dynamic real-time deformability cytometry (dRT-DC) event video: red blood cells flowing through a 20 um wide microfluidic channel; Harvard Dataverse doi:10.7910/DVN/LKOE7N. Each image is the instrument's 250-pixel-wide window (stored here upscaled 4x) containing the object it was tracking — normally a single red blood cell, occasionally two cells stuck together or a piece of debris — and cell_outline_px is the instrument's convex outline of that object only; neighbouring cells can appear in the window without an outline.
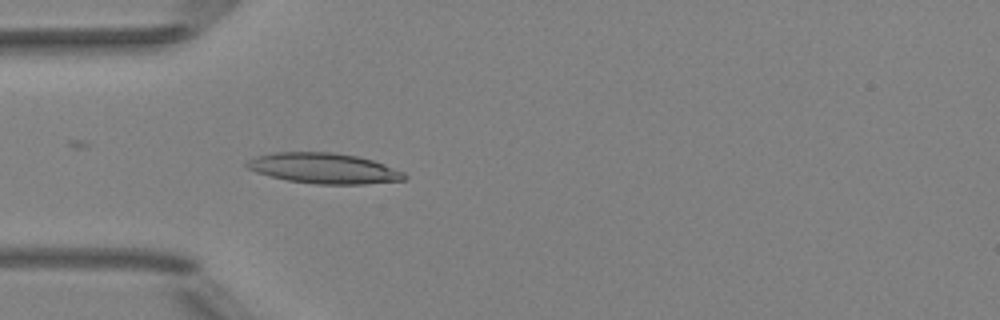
{"species": "Egyptian fruit bat (a non-hibernating species)", "species_latin": "Rousettus aegyptiacus", "temperature_condition": "room temperature", "stored_images_in_passage": 4, "camera_frame_rate_fps": 3000, "um_per_image_px": 0.085, "animal": {"sex": "female"}, "frame": {"image": 1, "passage_image": 4, "time_ms": 1.0, "image_size_px": [1000, 320], "cell_outline_px": [[408, 180], [364, 184], [316, 184], [288, 180], [256, 172], [248, 168], [244, 164], [248, 160], [256, 156], [272, 152], [332, 152], [356, 156], [372, 160], [384, 164], [404, 172], [408, 176]], "centroid_in_image_um": [27.56, 14.3], "position_along_channel_um": 57.4, "area_um2": 27.98}}